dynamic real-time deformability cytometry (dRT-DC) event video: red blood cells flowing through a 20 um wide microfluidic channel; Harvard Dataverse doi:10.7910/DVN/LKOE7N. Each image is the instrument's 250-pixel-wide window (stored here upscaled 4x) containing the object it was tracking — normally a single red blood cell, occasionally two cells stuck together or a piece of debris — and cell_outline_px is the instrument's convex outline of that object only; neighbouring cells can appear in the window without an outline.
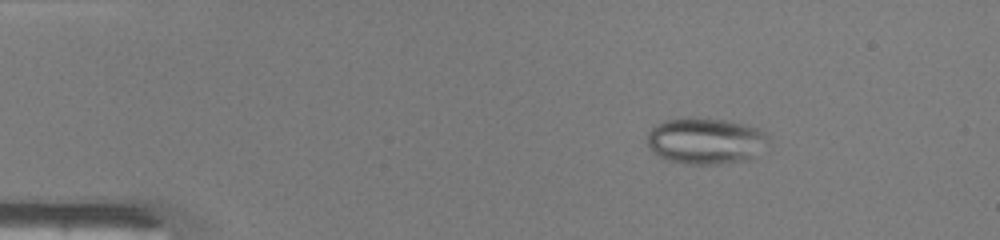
{"species": "common noctule bat (a hibernating species)", "species_latin": "Nyctalus noctula", "temperature_condition": "warm", "stored_images_in_passage": 33, "camera_frame_rate_fps": 3000, "um_per_image_px": 0.085, "animal": {"sex": "male", "body_mass_g": 19.0, "forearm_length_mm": 50.8}, "frame": {"image": 1, "passage_image": 1, "time_ms": 0.0, "image_size_px": [1000, 240], "cell_outline_px": [[772, 140], [752, 160], [716, 164], [692, 164], [668, 160], [652, 152], [648, 148], [648, 132], [656, 124], [664, 120], [688, 116], [692, 116], [728, 120], [756, 128], [764, 132]], "centroid_in_image_um": [60.0, 11.96], "position_along_channel_um": 25.0, "area_um2": 33.29}}
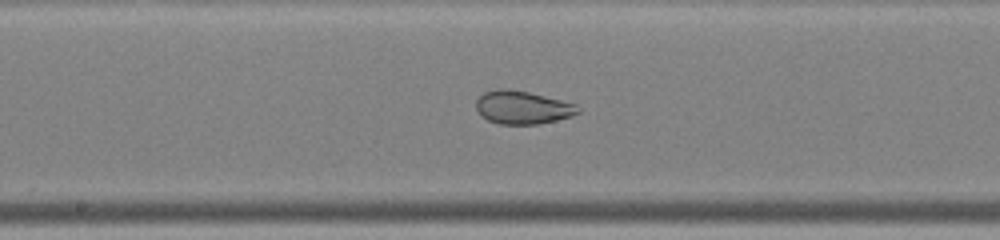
{"frame": {"image": 2, "passage_image": 19, "time_ms": 6.0, "image_size_px": [1000, 240], "cell_outline_px": [[580, 112], [572, 116], [556, 120], [536, 124], [500, 124], [488, 120], [480, 116], [476, 108], [476, 100], [484, 92], [500, 88], [504, 88], [528, 92], [576, 104]], "centroid_in_image_um": [44.38, 9.14], "position_along_channel_um": 203.8, "area_um2": 19.54}}
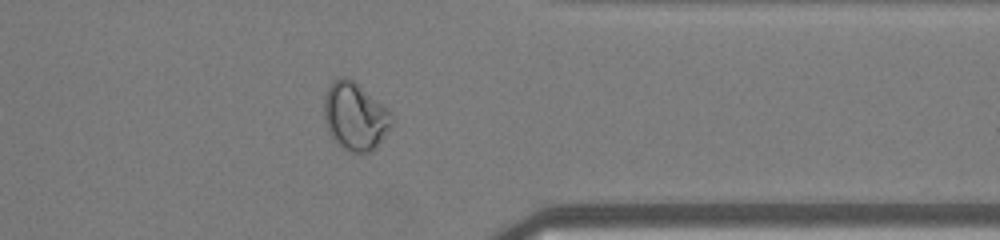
{"frame": {"image": 3, "passage_image": 32, "time_ms": 10.333, "image_size_px": [1000, 240], "cell_outline_px": [[392, 124], [376, 148], [372, 152], [352, 152], [344, 148], [328, 132], [324, 120], [324, 96], [332, 80], [340, 76], [344, 76], [352, 80], [388, 108], [392, 112]], "centroid_in_image_um": [30.18, 9.87], "position_along_channel_um": 381.2, "area_um2": 26.59}}